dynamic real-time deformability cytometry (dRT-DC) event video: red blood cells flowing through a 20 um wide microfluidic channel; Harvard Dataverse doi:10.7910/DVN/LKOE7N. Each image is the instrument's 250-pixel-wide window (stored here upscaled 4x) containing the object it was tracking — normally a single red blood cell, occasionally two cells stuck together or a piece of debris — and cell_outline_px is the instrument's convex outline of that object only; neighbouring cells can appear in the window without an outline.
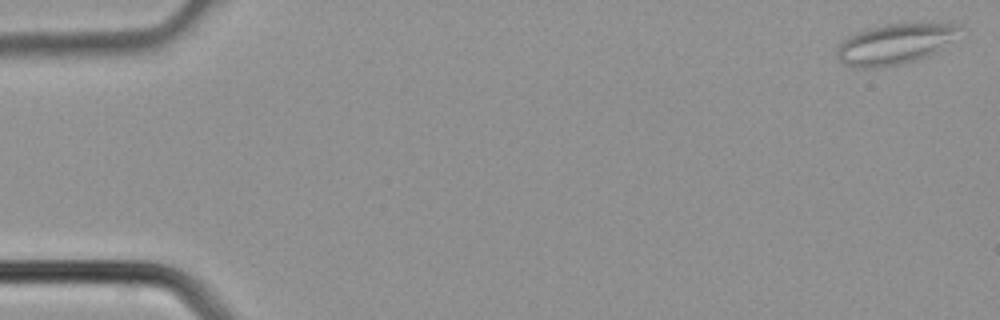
{"species": "common noctule bat (a hibernating species)", "species_latin": "Nyctalus noctula", "temperature_condition": "cold", "stored_images_in_passage": 4, "camera_frame_rate_fps": 3000, "um_per_image_px": 0.085, "animal": {"sex": "male", "body_mass_g": 21.5, "forearm_length_mm": 52.0}, "frame": {"image": 1, "passage_image": 1, "time_ms": 0.0, "image_size_px": [1000, 320], "cell_outline_px": [[964, 28], [936, 52], [928, 56], [904, 64], [876, 68], [856, 68], [840, 64], [836, 56], [836, 48], [848, 36], [856, 32], [868, 28], [884, 24], [960, 24]], "centroid_in_image_um": [75.99, 3.77], "position_along_channel_um": 9.0, "area_um2": 29.02}}